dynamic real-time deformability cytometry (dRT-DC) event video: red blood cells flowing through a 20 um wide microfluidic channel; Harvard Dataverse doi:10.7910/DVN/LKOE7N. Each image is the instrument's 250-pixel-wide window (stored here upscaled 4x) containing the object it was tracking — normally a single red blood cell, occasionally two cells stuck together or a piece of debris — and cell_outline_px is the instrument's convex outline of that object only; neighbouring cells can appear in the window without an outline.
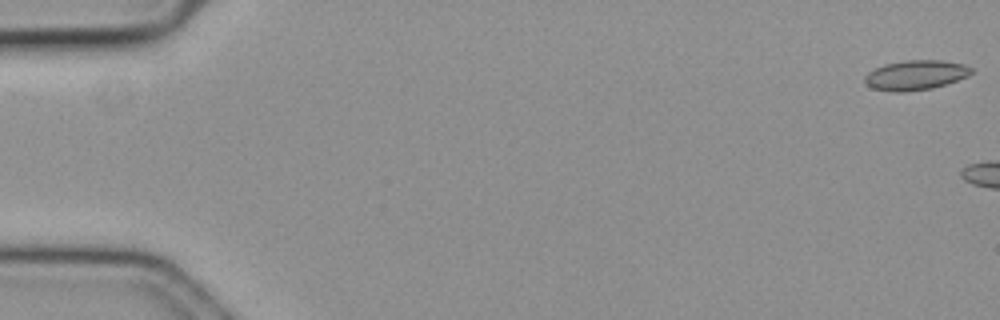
{"species": "common noctule bat (a hibernating species)", "species_latin": "Nyctalus noctula", "temperature_condition": "cold", "stored_images_in_passage": 6, "camera_frame_rate_fps": 3000, "um_per_image_px": 0.085, "animal": {"sex": "female", "body_mass_g": 19.3, "forearm_length_mm": 54.1}, "frame": {"image": 1, "passage_image": 1, "time_ms": 0.0, "image_size_px": [1000, 320], "cell_outline_px": [[972, 72], [968, 76], [932, 88], [900, 92], [892, 92], [872, 88], [864, 80], [864, 76], [868, 72], [884, 64], [908, 60], [940, 60], [964, 64], [972, 68]], "centroid_in_image_um": [77.81, 6.38], "position_along_channel_um": 7.2, "area_um2": 18.26}}